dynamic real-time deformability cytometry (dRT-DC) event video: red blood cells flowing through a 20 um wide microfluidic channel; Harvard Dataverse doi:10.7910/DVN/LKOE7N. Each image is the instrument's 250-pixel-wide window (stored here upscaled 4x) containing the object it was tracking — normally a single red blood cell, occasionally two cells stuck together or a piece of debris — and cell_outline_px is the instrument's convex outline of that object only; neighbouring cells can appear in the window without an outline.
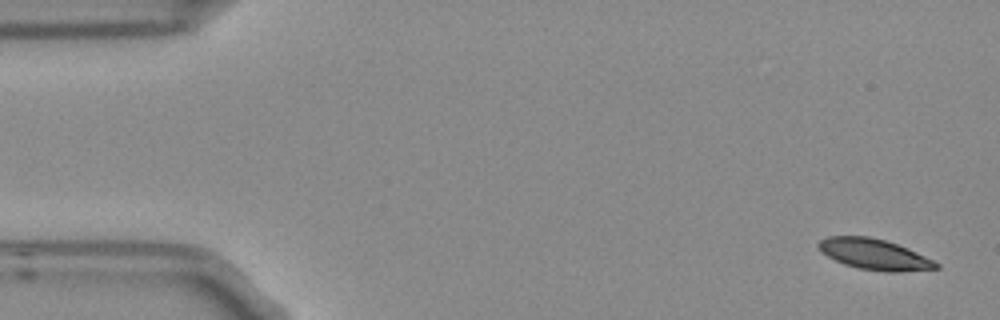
{"species": "Egyptian fruit bat (a non-hibernating species)", "species_latin": "Rousettus aegyptiacus", "temperature_condition": "room temperature", "stored_images_in_passage": 8, "camera_frame_rate_fps": 3000, "um_per_image_px": 0.085, "frame": {"image": 1, "passage_image": 1, "time_ms": 0.0, "image_size_px": [1000, 320], "cell_outline_px": [[940, 268], [900, 272], [884, 272], [860, 268], [844, 264], [820, 252], [816, 244], [820, 240], [828, 236], [868, 236], [884, 240], [908, 248], [940, 264]], "centroid_in_image_um": [74.3, 21.62], "position_along_channel_um": 10.7, "area_um2": 20.98}}